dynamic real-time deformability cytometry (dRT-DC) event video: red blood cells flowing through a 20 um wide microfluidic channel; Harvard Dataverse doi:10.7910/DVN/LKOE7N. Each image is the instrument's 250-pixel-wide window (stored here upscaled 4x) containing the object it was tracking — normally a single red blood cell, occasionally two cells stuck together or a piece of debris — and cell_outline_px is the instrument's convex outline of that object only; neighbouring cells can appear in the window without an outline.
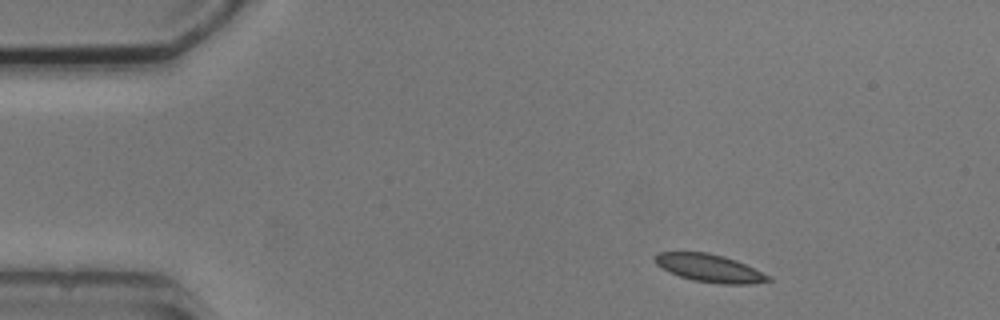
{"species": "common noctule bat (a hibernating species)", "species_latin": "Nyctalus noctula", "temperature_condition": "cold", "stored_images_in_passage": 7, "camera_frame_rate_fps": 3000, "um_per_image_px": 0.085, "animal": {"sex": "male", "body_mass_g": 20.5, "forearm_length_mm": 52.5}, "frame": {"image": 1, "passage_image": 1, "time_ms": 0.0, "image_size_px": [1000, 320], "cell_outline_px": [[772, 280], [752, 284], [720, 284], [692, 280], [668, 272], [656, 264], [652, 260], [652, 256], [656, 252], [708, 252], [724, 256], [736, 260], [772, 276]], "centroid_in_image_um": [60.28, 22.78], "position_along_channel_um": 24.7, "area_um2": 18.67}}
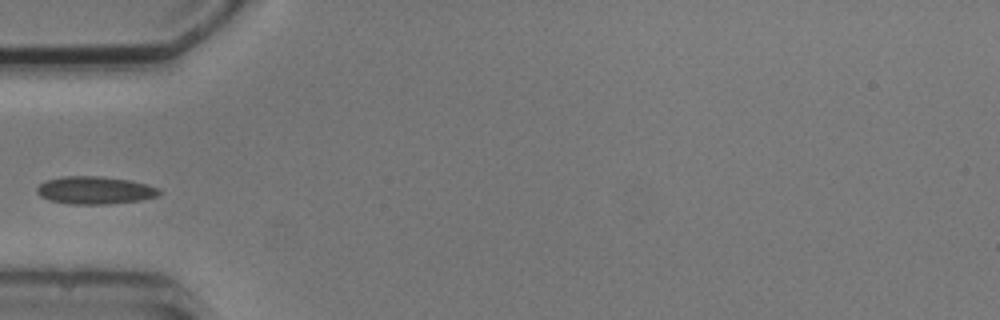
{"frame": {"image": 2, "passage_image": 3, "time_ms": 3.333, "image_size_px": [1000, 320], "cell_outline_px": [[164, 192], [156, 196], [140, 200], [108, 204], [72, 204], [48, 200], [40, 196], [36, 192], [36, 188], [44, 180], [60, 176], [100, 176], [128, 180], [148, 184], [160, 188]], "centroid_in_image_um": [8.06, 16.16], "position_along_channel_um": 76.9, "area_um2": 19.94}}